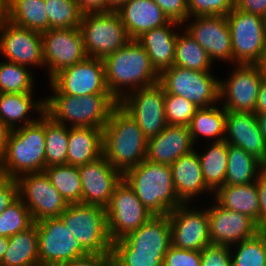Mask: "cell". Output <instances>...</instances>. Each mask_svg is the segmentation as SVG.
<instances>
[{"instance_id":"obj_11","label":"cell","mask_w":266,"mask_h":266,"mask_svg":"<svg viewBox=\"0 0 266 266\" xmlns=\"http://www.w3.org/2000/svg\"><path fill=\"white\" fill-rule=\"evenodd\" d=\"M107 227L112 243L138 229L154 215L142 204L124 179L116 186L106 207Z\"/></svg>"},{"instance_id":"obj_60","label":"cell","mask_w":266,"mask_h":266,"mask_svg":"<svg viewBox=\"0 0 266 266\" xmlns=\"http://www.w3.org/2000/svg\"><path fill=\"white\" fill-rule=\"evenodd\" d=\"M8 245H9V238L0 236V261L2 260L4 254L6 253Z\"/></svg>"},{"instance_id":"obj_5","label":"cell","mask_w":266,"mask_h":266,"mask_svg":"<svg viewBox=\"0 0 266 266\" xmlns=\"http://www.w3.org/2000/svg\"><path fill=\"white\" fill-rule=\"evenodd\" d=\"M45 113L29 125L11 131L0 175L17 179L27 173L45 171Z\"/></svg>"},{"instance_id":"obj_44","label":"cell","mask_w":266,"mask_h":266,"mask_svg":"<svg viewBox=\"0 0 266 266\" xmlns=\"http://www.w3.org/2000/svg\"><path fill=\"white\" fill-rule=\"evenodd\" d=\"M189 17L227 16L235 7V0H187Z\"/></svg>"},{"instance_id":"obj_27","label":"cell","mask_w":266,"mask_h":266,"mask_svg":"<svg viewBox=\"0 0 266 266\" xmlns=\"http://www.w3.org/2000/svg\"><path fill=\"white\" fill-rule=\"evenodd\" d=\"M173 185L178 198L189 204L192 198L204 192H213L204 183L198 154L195 150L178 158L170 165Z\"/></svg>"},{"instance_id":"obj_6","label":"cell","mask_w":266,"mask_h":266,"mask_svg":"<svg viewBox=\"0 0 266 266\" xmlns=\"http://www.w3.org/2000/svg\"><path fill=\"white\" fill-rule=\"evenodd\" d=\"M59 218L88 254L112 253L106 208L73 203L67 206Z\"/></svg>"},{"instance_id":"obj_17","label":"cell","mask_w":266,"mask_h":266,"mask_svg":"<svg viewBox=\"0 0 266 266\" xmlns=\"http://www.w3.org/2000/svg\"><path fill=\"white\" fill-rule=\"evenodd\" d=\"M199 210V211H198ZM171 245L175 248L202 251L211 245L207 208H189L182 204L168 214Z\"/></svg>"},{"instance_id":"obj_42","label":"cell","mask_w":266,"mask_h":266,"mask_svg":"<svg viewBox=\"0 0 266 266\" xmlns=\"http://www.w3.org/2000/svg\"><path fill=\"white\" fill-rule=\"evenodd\" d=\"M34 223L29 209L18 198L4 212L0 213V236L9 238L28 230Z\"/></svg>"},{"instance_id":"obj_40","label":"cell","mask_w":266,"mask_h":266,"mask_svg":"<svg viewBox=\"0 0 266 266\" xmlns=\"http://www.w3.org/2000/svg\"><path fill=\"white\" fill-rule=\"evenodd\" d=\"M230 253L232 266H266V231L230 246Z\"/></svg>"},{"instance_id":"obj_43","label":"cell","mask_w":266,"mask_h":266,"mask_svg":"<svg viewBox=\"0 0 266 266\" xmlns=\"http://www.w3.org/2000/svg\"><path fill=\"white\" fill-rule=\"evenodd\" d=\"M165 118L168 125L189 126L191 119L199 109L194 103L182 96L165 94Z\"/></svg>"},{"instance_id":"obj_10","label":"cell","mask_w":266,"mask_h":266,"mask_svg":"<svg viewBox=\"0 0 266 266\" xmlns=\"http://www.w3.org/2000/svg\"><path fill=\"white\" fill-rule=\"evenodd\" d=\"M34 224L38 232L40 266H63L88 255L59 217L41 219Z\"/></svg>"},{"instance_id":"obj_1","label":"cell","mask_w":266,"mask_h":266,"mask_svg":"<svg viewBox=\"0 0 266 266\" xmlns=\"http://www.w3.org/2000/svg\"><path fill=\"white\" fill-rule=\"evenodd\" d=\"M103 63L107 88L118 102L136 89L159 83V73L136 40L105 57Z\"/></svg>"},{"instance_id":"obj_28","label":"cell","mask_w":266,"mask_h":266,"mask_svg":"<svg viewBox=\"0 0 266 266\" xmlns=\"http://www.w3.org/2000/svg\"><path fill=\"white\" fill-rule=\"evenodd\" d=\"M33 96V93H0V120L11 130L36 122L40 117L30 119L29 112L41 116L45 112V102L44 99L35 101Z\"/></svg>"},{"instance_id":"obj_21","label":"cell","mask_w":266,"mask_h":266,"mask_svg":"<svg viewBox=\"0 0 266 266\" xmlns=\"http://www.w3.org/2000/svg\"><path fill=\"white\" fill-rule=\"evenodd\" d=\"M192 23L184 26L185 30L207 52L214 62L219 59L233 63L232 41L226 16H195ZM232 62V63H231Z\"/></svg>"},{"instance_id":"obj_56","label":"cell","mask_w":266,"mask_h":266,"mask_svg":"<svg viewBox=\"0 0 266 266\" xmlns=\"http://www.w3.org/2000/svg\"><path fill=\"white\" fill-rule=\"evenodd\" d=\"M9 21L8 0H0V28Z\"/></svg>"},{"instance_id":"obj_47","label":"cell","mask_w":266,"mask_h":266,"mask_svg":"<svg viewBox=\"0 0 266 266\" xmlns=\"http://www.w3.org/2000/svg\"><path fill=\"white\" fill-rule=\"evenodd\" d=\"M114 266H162V255L112 254Z\"/></svg>"},{"instance_id":"obj_14","label":"cell","mask_w":266,"mask_h":266,"mask_svg":"<svg viewBox=\"0 0 266 266\" xmlns=\"http://www.w3.org/2000/svg\"><path fill=\"white\" fill-rule=\"evenodd\" d=\"M17 182L19 198L29 209L34 222L59 217L69 205L44 171L21 175Z\"/></svg>"},{"instance_id":"obj_37","label":"cell","mask_w":266,"mask_h":266,"mask_svg":"<svg viewBox=\"0 0 266 266\" xmlns=\"http://www.w3.org/2000/svg\"><path fill=\"white\" fill-rule=\"evenodd\" d=\"M44 172L68 204L82 203V186L77 166L53 165L46 167Z\"/></svg>"},{"instance_id":"obj_18","label":"cell","mask_w":266,"mask_h":266,"mask_svg":"<svg viewBox=\"0 0 266 266\" xmlns=\"http://www.w3.org/2000/svg\"><path fill=\"white\" fill-rule=\"evenodd\" d=\"M171 246L168 215L153 216L135 231L112 243V254L165 256Z\"/></svg>"},{"instance_id":"obj_54","label":"cell","mask_w":266,"mask_h":266,"mask_svg":"<svg viewBox=\"0 0 266 266\" xmlns=\"http://www.w3.org/2000/svg\"><path fill=\"white\" fill-rule=\"evenodd\" d=\"M255 114H266V81L262 80L257 96Z\"/></svg>"},{"instance_id":"obj_8","label":"cell","mask_w":266,"mask_h":266,"mask_svg":"<svg viewBox=\"0 0 266 266\" xmlns=\"http://www.w3.org/2000/svg\"><path fill=\"white\" fill-rule=\"evenodd\" d=\"M219 80L211 72H200L173 65L159 74L165 94H175L198 108L215 106L219 100Z\"/></svg>"},{"instance_id":"obj_22","label":"cell","mask_w":266,"mask_h":266,"mask_svg":"<svg viewBox=\"0 0 266 266\" xmlns=\"http://www.w3.org/2000/svg\"><path fill=\"white\" fill-rule=\"evenodd\" d=\"M82 203L106 208L123 174L116 170L102 155L96 160L78 167Z\"/></svg>"},{"instance_id":"obj_61","label":"cell","mask_w":266,"mask_h":266,"mask_svg":"<svg viewBox=\"0 0 266 266\" xmlns=\"http://www.w3.org/2000/svg\"><path fill=\"white\" fill-rule=\"evenodd\" d=\"M262 20H263V25H264V28L266 31V11H265L264 15L262 16Z\"/></svg>"},{"instance_id":"obj_55","label":"cell","mask_w":266,"mask_h":266,"mask_svg":"<svg viewBox=\"0 0 266 266\" xmlns=\"http://www.w3.org/2000/svg\"><path fill=\"white\" fill-rule=\"evenodd\" d=\"M11 129L0 120V161L4 157Z\"/></svg>"},{"instance_id":"obj_20","label":"cell","mask_w":266,"mask_h":266,"mask_svg":"<svg viewBox=\"0 0 266 266\" xmlns=\"http://www.w3.org/2000/svg\"><path fill=\"white\" fill-rule=\"evenodd\" d=\"M212 245L233 246L256 236L261 229L245 214L221 207L215 200L207 208Z\"/></svg>"},{"instance_id":"obj_36","label":"cell","mask_w":266,"mask_h":266,"mask_svg":"<svg viewBox=\"0 0 266 266\" xmlns=\"http://www.w3.org/2000/svg\"><path fill=\"white\" fill-rule=\"evenodd\" d=\"M182 30V33H178L175 43L174 65L200 72H211L213 62L207 52L185 29Z\"/></svg>"},{"instance_id":"obj_46","label":"cell","mask_w":266,"mask_h":266,"mask_svg":"<svg viewBox=\"0 0 266 266\" xmlns=\"http://www.w3.org/2000/svg\"><path fill=\"white\" fill-rule=\"evenodd\" d=\"M201 266H232L230 247L209 245L201 251Z\"/></svg>"},{"instance_id":"obj_12","label":"cell","mask_w":266,"mask_h":266,"mask_svg":"<svg viewBox=\"0 0 266 266\" xmlns=\"http://www.w3.org/2000/svg\"><path fill=\"white\" fill-rule=\"evenodd\" d=\"M48 81L52 93L78 97L91 94H110L106 85L102 59L86 57L83 61L60 70Z\"/></svg>"},{"instance_id":"obj_32","label":"cell","mask_w":266,"mask_h":266,"mask_svg":"<svg viewBox=\"0 0 266 266\" xmlns=\"http://www.w3.org/2000/svg\"><path fill=\"white\" fill-rule=\"evenodd\" d=\"M206 186L214 193L225 185L228 166V143L225 140L208 144L204 153H197Z\"/></svg>"},{"instance_id":"obj_2","label":"cell","mask_w":266,"mask_h":266,"mask_svg":"<svg viewBox=\"0 0 266 266\" xmlns=\"http://www.w3.org/2000/svg\"><path fill=\"white\" fill-rule=\"evenodd\" d=\"M102 140L103 156L122 174L146 159L148 139L119 104L102 128Z\"/></svg>"},{"instance_id":"obj_41","label":"cell","mask_w":266,"mask_h":266,"mask_svg":"<svg viewBox=\"0 0 266 266\" xmlns=\"http://www.w3.org/2000/svg\"><path fill=\"white\" fill-rule=\"evenodd\" d=\"M48 29L77 28L83 12L75 0H45Z\"/></svg>"},{"instance_id":"obj_31","label":"cell","mask_w":266,"mask_h":266,"mask_svg":"<svg viewBox=\"0 0 266 266\" xmlns=\"http://www.w3.org/2000/svg\"><path fill=\"white\" fill-rule=\"evenodd\" d=\"M1 266H40L38 255V232L34 224L28 230L9 237Z\"/></svg>"},{"instance_id":"obj_16","label":"cell","mask_w":266,"mask_h":266,"mask_svg":"<svg viewBox=\"0 0 266 266\" xmlns=\"http://www.w3.org/2000/svg\"><path fill=\"white\" fill-rule=\"evenodd\" d=\"M42 43L49 80L60 70L87 57L79 27L48 29L42 33Z\"/></svg>"},{"instance_id":"obj_35","label":"cell","mask_w":266,"mask_h":266,"mask_svg":"<svg viewBox=\"0 0 266 266\" xmlns=\"http://www.w3.org/2000/svg\"><path fill=\"white\" fill-rule=\"evenodd\" d=\"M8 5L12 23L39 33L48 30L45 0H8Z\"/></svg>"},{"instance_id":"obj_24","label":"cell","mask_w":266,"mask_h":266,"mask_svg":"<svg viewBox=\"0 0 266 266\" xmlns=\"http://www.w3.org/2000/svg\"><path fill=\"white\" fill-rule=\"evenodd\" d=\"M189 126L167 125L162 132L148 139L146 159L153 163L171 165L194 149Z\"/></svg>"},{"instance_id":"obj_39","label":"cell","mask_w":266,"mask_h":266,"mask_svg":"<svg viewBox=\"0 0 266 266\" xmlns=\"http://www.w3.org/2000/svg\"><path fill=\"white\" fill-rule=\"evenodd\" d=\"M32 74L26 66L7 60L0 61V93H34Z\"/></svg>"},{"instance_id":"obj_13","label":"cell","mask_w":266,"mask_h":266,"mask_svg":"<svg viewBox=\"0 0 266 266\" xmlns=\"http://www.w3.org/2000/svg\"><path fill=\"white\" fill-rule=\"evenodd\" d=\"M165 91L157 83L127 94L119 105L136 121L147 139L155 137L168 125L165 118Z\"/></svg>"},{"instance_id":"obj_59","label":"cell","mask_w":266,"mask_h":266,"mask_svg":"<svg viewBox=\"0 0 266 266\" xmlns=\"http://www.w3.org/2000/svg\"><path fill=\"white\" fill-rule=\"evenodd\" d=\"M257 121L263 138L266 140V114L257 115Z\"/></svg>"},{"instance_id":"obj_45","label":"cell","mask_w":266,"mask_h":266,"mask_svg":"<svg viewBox=\"0 0 266 266\" xmlns=\"http://www.w3.org/2000/svg\"><path fill=\"white\" fill-rule=\"evenodd\" d=\"M201 251H193L170 246L162 266H201Z\"/></svg>"},{"instance_id":"obj_58","label":"cell","mask_w":266,"mask_h":266,"mask_svg":"<svg viewBox=\"0 0 266 266\" xmlns=\"http://www.w3.org/2000/svg\"><path fill=\"white\" fill-rule=\"evenodd\" d=\"M127 0H106V12L116 11Z\"/></svg>"},{"instance_id":"obj_57","label":"cell","mask_w":266,"mask_h":266,"mask_svg":"<svg viewBox=\"0 0 266 266\" xmlns=\"http://www.w3.org/2000/svg\"><path fill=\"white\" fill-rule=\"evenodd\" d=\"M255 65L258 67L260 71L262 80L266 81V51Z\"/></svg>"},{"instance_id":"obj_15","label":"cell","mask_w":266,"mask_h":266,"mask_svg":"<svg viewBox=\"0 0 266 266\" xmlns=\"http://www.w3.org/2000/svg\"><path fill=\"white\" fill-rule=\"evenodd\" d=\"M261 82L256 65L237 64L229 77L219 80L220 104L226 111L255 113Z\"/></svg>"},{"instance_id":"obj_23","label":"cell","mask_w":266,"mask_h":266,"mask_svg":"<svg viewBox=\"0 0 266 266\" xmlns=\"http://www.w3.org/2000/svg\"><path fill=\"white\" fill-rule=\"evenodd\" d=\"M224 140L230 145L242 148L265 164L266 140L260 131L255 113L226 111Z\"/></svg>"},{"instance_id":"obj_25","label":"cell","mask_w":266,"mask_h":266,"mask_svg":"<svg viewBox=\"0 0 266 266\" xmlns=\"http://www.w3.org/2000/svg\"><path fill=\"white\" fill-rule=\"evenodd\" d=\"M116 12L131 40L171 21L153 0H127Z\"/></svg>"},{"instance_id":"obj_34","label":"cell","mask_w":266,"mask_h":266,"mask_svg":"<svg viewBox=\"0 0 266 266\" xmlns=\"http://www.w3.org/2000/svg\"><path fill=\"white\" fill-rule=\"evenodd\" d=\"M226 127V110L222 105L199 108L191 119L189 130L193 143L202 135L214 142L224 140ZM200 135V136H199Z\"/></svg>"},{"instance_id":"obj_50","label":"cell","mask_w":266,"mask_h":266,"mask_svg":"<svg viewBox=\"0 0 266 266\" xmlns=\"http://www.w3.org/2000/svg\"><path fill=\"white\" fill-rule=\"evenodd\" d=\"M63 266H114L112 253L88 254Z\"/></svg>"},{"instance_id":"obj_53","label":"cell","mask_w":266,"mask_h":266,"mask_svg":"<svg viewBox=\"0 0 266 266\" xmlns=\"http://www.w3.org/2000/svg\"><path fill=\"white\" fill-rule=\"evenodd\" d=\"M83 13L106 12V0H75Z\"/></svg>"},{"instance_id":"obj_19","label":"cell","mask_w":266,"mask_h":266,"mask_svg":"<svg viewBox=\"0 0 266 266\" xmlns=\"http://www.w3.org/2000/svg\"><path fill=\"white\" fill-rule=\"evenodd\" d=\"M0 54L22 66L45 67L42 33L8 21L0 28Z\"/></svg>"},{"instance_id":"obj_26","label":"cell","mask_w":266,"mask_h":266,"mask_svg":"<svg viewBox=\"0 0 266 266\" xmlns=\"http://www.w3.org/2000/svg\"><path fill=\"white\" fill-rule=\"evenodd\" d=\"M183 25L176 21L143 33L136 41L145 49L155 70L160 74L174 65L175 43L178 30ZM172 29V30H171Z\"/></svg>"},{"instance_id":"obj_38","label":"cell","mask_w":266,"mask_h":266,"mask_svg":"<svg viewBox=\"0 0 266 266\" xmlns=\"http://www.w3.org/2000/svg\"><path fill=\"white\" fill-rule=\"evenodd\" d=\"M69 127L45 114V168L67 164Z\"/></svg>"},{"instance_id":"obj_52","label":"cell","mask_w":266,"mask_h":266,"mask_svg":"<svg viewBox=\"0 0 266 266\" xmlns=\"http://www.w3.org/2000/svg\"><path fill=\"white\" fill-rule=\"evenodd\" d=\"M235 7L262 17L266 11V0H235Z\"/></svg>"},{"instance_id":"obj_9","label":"cell","mask_w":266,"mask_h":266,"mask_svg":"<svg viewBox=\"0 0 266 266\" xmlns=\"http://www.w3.org/2000/svg\"><path fill=\"white\" fill-rule=\"evenodd\" d=\"M226 17L232 41L233 65H255L266 51L262 17L236 7Z\"/></svg>"},{"instance_id":"obj_4","label":"cell","mask_w":266,"mask_h":266,"mask_svg":"<svg viewBox=\"0 0 266 266\" xmlns=\"http://www.w3.org/2000/svg\"><path fill=\"white\" fill-rule=\"evenodd\" d=\"M45 114L53 121L71 127L103 128L119 102L111 94L86 96L53 93L44 97ZM68 123V124H67ZM71 123V124H70Z\"/></svg>"},{"instance_id":"obj_30","label":"cell","mask_w":266,"mask_h":266,"mask_svg":"<svg viewBox=\"0 0 266 266\" xmlns=\"http://www.w3.org/2000/svg\"><path fill=\"white\" fill-rule=\"evenodd\" d=\"M214 199L225 209L247 215L260 228V203L256 182L221 186L214 192Z\"/></svg>"},{"instance_id":"obj_49","label":"cell","mask_w":266,"mask_h":266,"mask_svg":"<svg viewBox=\"0 0 266 266\" xmlns=\"http://www.w3.org/2000/svg\"><path fill=\"white\" fill-rule=\"evenodd\" d=\"M19 198L17 179L0 175V213Z\"/></svg>"},{"instance_id":"obj_7","label":"cell","mask_w":266,"mask_h":266,"mask_svg":"<svg viewBox=\"0 0 266 266\" xmlns=\"http://www.w3.org/2000/svg\"><path fill=\"white\" fill-rule=\"evenodd\" d=\"M79 28L87 57L103 60L131 40L116 11L83 13Z\"/></svg>"},{"instance_id":"obj_29","label":"cell","mask_w":266,"mask_h":266,"mask_svg":"<svg viewBox=\"0 0 266 266\" xmlns=\"http://www.w3.org/2000/svg\"><path fill=\"white\" fill-rule=\"evenodd\" d=\"M103 155L102 129L96 127H70L67 164L82 166Z\"/></svg>"},{"instance_id":"obj_33","label":"cell","mask_w":266,"mask_h":266,"mask_svg":"<svg viewBox=\"0 0 266 266\" xmlns=\"http://www.w3.org/2000/svg\"><path fill=\"white\" fill-rule=\"evenodd\" d=\"M263 164L242 148L228 144V166L225 185H242L256 182Z\"/></svg>"},{"instance_id":"obj_48","label":"cell","mask_w":266,"mask_h":266,"mask_svg":"<svg viewBox=\"0 0 266 266\" xmlns=\"http://www.w3.org/2000/svg\"><path fill=\"white\" fill-rule=\"evenodd\" d=\"M172 20L185 25L189 19L187 0H153Z\"/></svg>"},{"instance_id":"obj_51","label":"cell","mask_w":266,"mask_h":266,"mask_svg":"<svg viewBox=\"0 0 266 266\" xmlns=\"http://www.w3.org/2000/svg\"><path fill=\"white\" fill-rule=\"evenodd\" d=\"M256 188L260 203V229L266 231V169L259 173Z\"/></svg>"},{"instance_id":"obj_3","label":"cell","mask_w":266,"mask_h":266,"mask_svg":"<svg viewBox=\"0 0 266 266\" xmlns=\"http://www.w3.org/2000/svg\"><path fill=\"white\" fill-rule=\"evenodd\" d=\"M123 179L154 216L168 215L184 204L175 191L168 164L153 163L145 159L126 171Z\"/></svg>"}]
</instances>
